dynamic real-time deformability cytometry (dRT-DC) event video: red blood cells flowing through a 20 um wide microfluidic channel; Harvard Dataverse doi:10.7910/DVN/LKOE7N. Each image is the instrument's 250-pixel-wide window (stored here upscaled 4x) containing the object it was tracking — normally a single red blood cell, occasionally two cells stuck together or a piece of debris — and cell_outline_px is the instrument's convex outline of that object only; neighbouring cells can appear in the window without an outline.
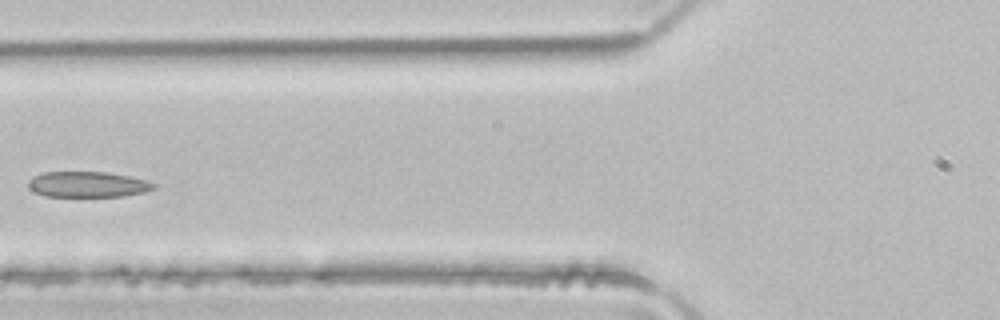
{"species": "common noctule bat (a hibernating species)", "species_latin": "Nyctalus noctula", "temperature_condition": "room temperature", "stored_images_in_passage": 3, "camera_frame_rate_fps": 3000, "um_per_image_px": 0.085, "animal": {"sex": "male", "body_mass_g": 21.5, "forearm_length_mm": 52.0}, "frame": {"image": 1, "passage_image": 3, "time_ms": 0.667, "image_size_px": [1000, 320], "cell_outline_px": [[156, 188], [144, 192], [124, 196], [44, 196], [32, 192], [28, 188], [28, 180], [32, 176], [44, 172], [104, 172], [128, 176], [144, 180], [156, 184]], "centroid_in_image_um": [7.39, 15.68], "position_along_channel_um": 118.4, "area_um2": 18.79}}